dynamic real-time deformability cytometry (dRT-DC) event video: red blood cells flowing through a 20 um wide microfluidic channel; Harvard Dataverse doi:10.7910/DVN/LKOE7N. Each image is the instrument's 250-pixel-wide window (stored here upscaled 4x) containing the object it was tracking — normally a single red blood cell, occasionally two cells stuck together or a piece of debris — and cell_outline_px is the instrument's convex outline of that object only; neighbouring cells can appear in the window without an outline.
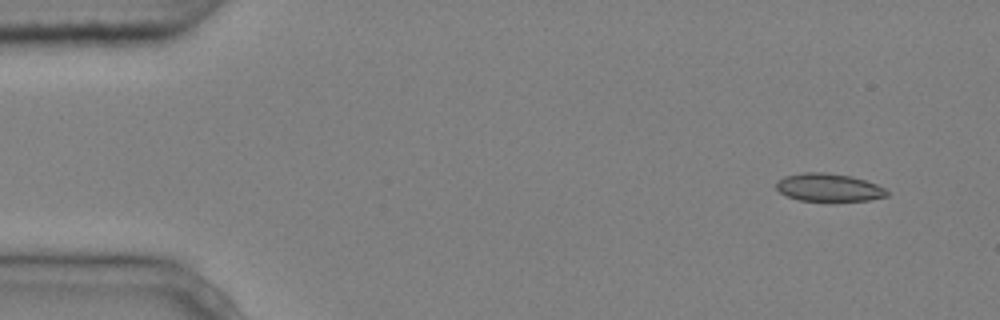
{"species": "common noctule bat (a hibernating species)", "species_latin": "Nyctalus noctula", "temperature_condition": "cold", "stored_images_in_passage": 4, "camera_frame_rate_fps": 3000, "um_per_image_px": 0.085, "animal": {"sex": "male", "body_mass_g": 20.4}, "frame": {"image": 1, "passage_image": 2, "time_ms": 0.333, "image_size_px": [1000, 320], "cell_outline_px": [[888, 196], [868, 200], [800, 200], [788, 196], [780, 192], [776, 188], [776, 180], [784, 176], [804, 172], [824, 172], [852, 176], [876, 184], [884, 188], [888, 192]], "centroid_in_image_um": [70.42, 15.91], "position_along_channel_um": 14.6, "area_um2": 17.8}}